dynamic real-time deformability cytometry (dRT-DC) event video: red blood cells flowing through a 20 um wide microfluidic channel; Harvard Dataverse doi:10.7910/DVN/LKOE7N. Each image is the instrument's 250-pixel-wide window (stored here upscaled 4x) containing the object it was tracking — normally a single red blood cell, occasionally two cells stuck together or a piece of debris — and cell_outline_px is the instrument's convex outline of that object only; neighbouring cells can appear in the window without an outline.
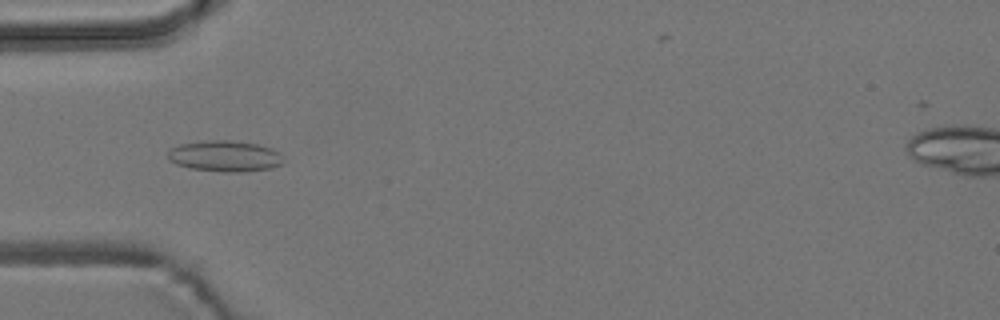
{"species": "common noctule bat (a hibernating species)", "species_latin": "Nyctalus noctula", "temperature_condition": "room temperature", "stored_images_in_passage": 5, "camera_frame_rate_fps": 3000, "um_per_image_px": 0.085, "animal": {"sex": "male", "body_mass_g": 19.2, "forearm_length_mm": 51.8}, "frame": {"image": 1, "passage_image": 2, "time_ms": 1.333, "image_size_px": [1000, 320], "cell_outline_px": [[284, 164], [272, 168], [244, 172], [224, 172], [188, 168], [176, 164], [168, 160], [168, 152], [172, 148], [180, 144], [204, 140], [232, 140], [256, 144], [272, 148], [280, 152], [284, 156]], "centroid_in_image_um": [19.16, 13.27], "position_along_channel_um": 65.8, "area_um2": 21.27}}
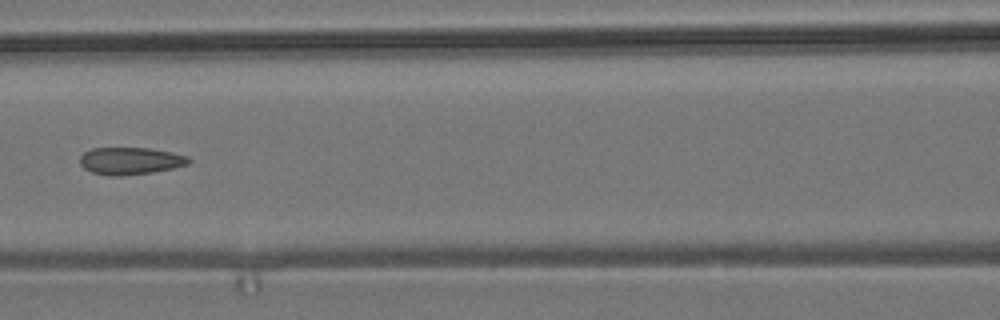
{"frame": {"image": 2, "passage_image": 4, "time_ms": 3.667, "image_size_px": [1000, 320], "cell_outline_px": [[192, 160], [188, 164], [172, 168], [152, 172], [120, 176], [108, 176], [92, 172], [84, 168], [80, 164], [80, 156], [84, 152], [92, 148], [148, 148], [172, 152], [188, 156]], "centroid_in_image_um": [11.07, 13.67], "position_along_channel_um": 155.5, "area_um2": 17.28}}
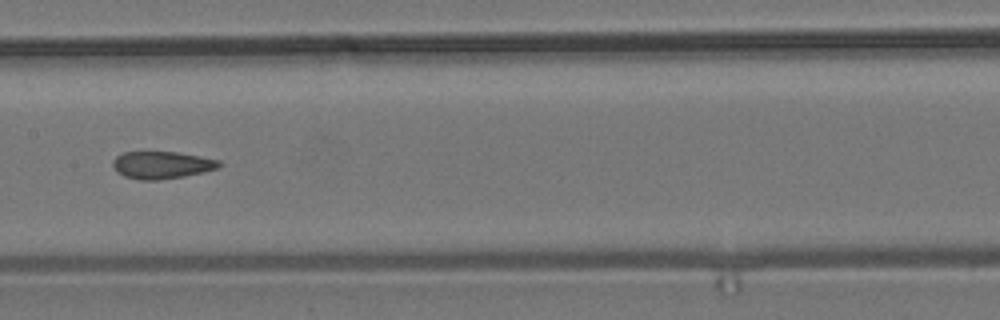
{"frame": {"image": 3, "passage_image": 5, "time_ms": 4.667, "image_size_px": [1000, 320], "cell_outline_px": [[224, 164], [220, 168], [204, 172], [184, 176], [156, 180], [140, 180], [124, 176], [116, 172], [112, 164], [112, 160], [116, 156], [124, 152], [176, 152], [200, 156], [220, 160]], "centroid_in_image_um": [13.78, 14.02], "position_along_channel_um": 193.6, "area_um2": 17.11}}